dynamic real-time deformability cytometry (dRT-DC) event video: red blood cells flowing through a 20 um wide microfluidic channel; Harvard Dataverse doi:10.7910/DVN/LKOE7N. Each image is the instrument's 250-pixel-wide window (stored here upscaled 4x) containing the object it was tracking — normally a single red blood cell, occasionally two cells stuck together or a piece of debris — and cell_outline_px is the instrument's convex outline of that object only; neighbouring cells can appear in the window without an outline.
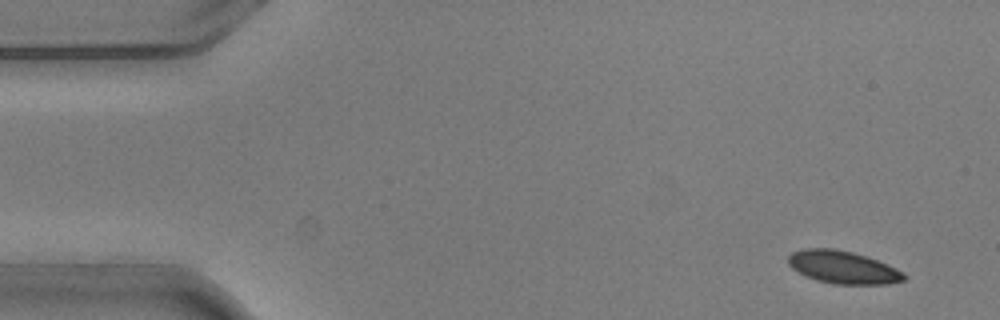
{"species": "common noctule bat (a hibernating species)", "species_latin": "Nyctalus noctula", "temperature_condition": "warm", "stored_images_in_passage": 4, "camera_frame_rate_fps": 3000, "um_per_image_px": 0.085, "animal": {"sex": "male", "body_mass_g": 20.5, "forearm_length_mm": 52.5}, "frame": {"image": 1, "passage_image": 1, "time_ms": 0.0, "image_size_px": [1000, 320], "cell_outline_px": [[908, 276], [904, 280], [888, 284], [836, 284], [816, 280], [792, 268], [788, 264], [788, 256], [792, 252], [804, 248], [836, 248], [852, 252], [888, 264], [904, 272]], "centroid_in_image_um": [71.67, 22.71], "position_along_channel_um": 13.3, "area_um2": 22.02}}